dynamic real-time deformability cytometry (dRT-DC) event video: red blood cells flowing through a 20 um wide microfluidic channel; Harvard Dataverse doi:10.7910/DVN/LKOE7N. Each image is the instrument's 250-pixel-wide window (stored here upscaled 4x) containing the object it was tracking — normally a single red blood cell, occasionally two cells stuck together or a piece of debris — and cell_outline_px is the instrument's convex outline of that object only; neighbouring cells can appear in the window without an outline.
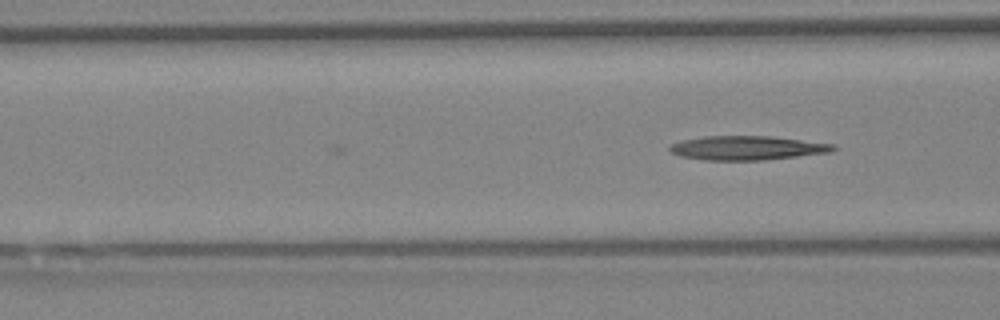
{"species": "Egyptian fruit bat (a non-hibernating species)", "species_latin": "Rousettus aegyptiacus", "temperature_condition": "warm", "stored_images_in_passage": 4, "camera_frame_rate_fps": 3000, "um_per_image_px": 0.085, "animal": {"sex": "female"}, "frame": {"image": 1, "passage_image": 4, "time_ms": 1.0, "image_size_px": [1000, 320], "cell_outline_px": [[836, 148], [832, 152], [764, 160], [704, 160], [680, 156], [672, 152], [668, 148], [672, 144], [684, 140], [704, 136], [772, 136], [832, 144]], "centroid_in_image_um": [63.5, 12.58], "position_along_channel_um": 103.1, "area_um2": 22.77}}